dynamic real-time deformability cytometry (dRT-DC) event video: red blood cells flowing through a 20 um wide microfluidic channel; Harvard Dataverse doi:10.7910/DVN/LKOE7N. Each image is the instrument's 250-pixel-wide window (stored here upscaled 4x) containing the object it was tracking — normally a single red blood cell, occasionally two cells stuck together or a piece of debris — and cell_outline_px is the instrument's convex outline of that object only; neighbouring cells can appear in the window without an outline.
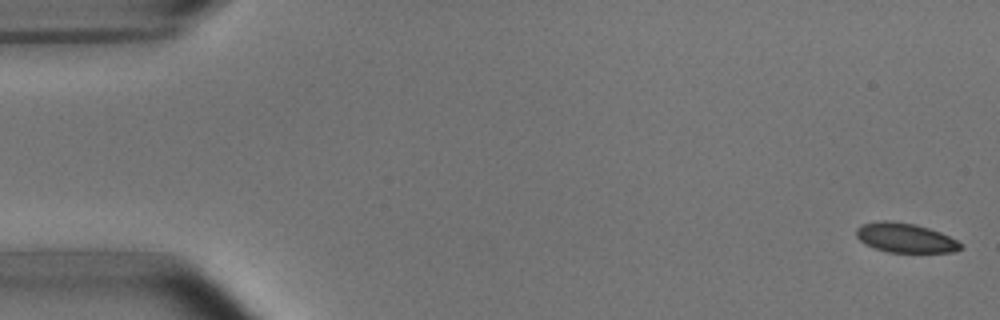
{"species": "common noctule bat (a hibernating species)", "species_latin": "Nyctalus noctula", "temperature_condition": "room temperature", "stored_images_in_passage": 5, "camera_frame_rate_fps": 3000, "um_per_image_px": 0.085, "animal": {"sex": "male", "body_mass_g": 15.6}, "frame": {"image": 1, "passage_image": 1, "time_ms": 0.0, "image_size_px": [1000, 320], "cell_outline_px": [[964, 248], [952, 252], [888, 252], [864, 244], [856, 236], [856, 228], [860, 224], [880, 220], [888, 220], [916, 224], [940, 232], [956, 240]], "centroid_in_image_um": [76.91, 20.2], "position_along_channel_um": 8.1, "area_um2": 17.92}}
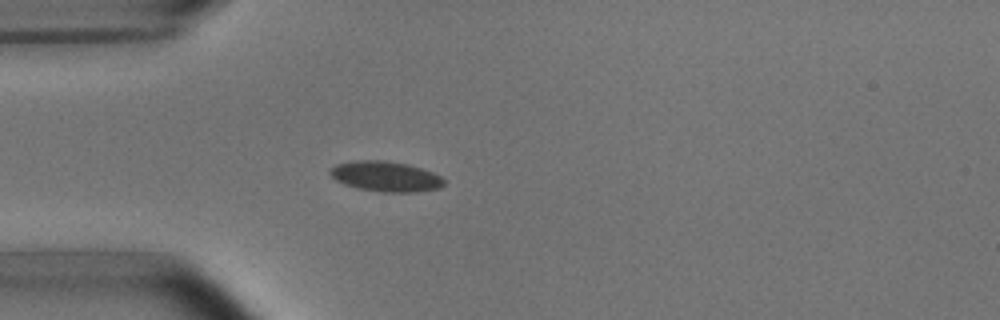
{"frame": {"image": 2, "passage_image": 5, "time_ms": 4.667, "image_size_px": [1000, 320], "cell_outline_px": [[444, 184], [440, 188], [416, 192], [380, 192], [356, 188], [344, 184], [336, 180], [328, 172], [328, 168], [336, 164], [352, 160], [384, 160], [408, 164], [432, 172], [440, 176], [444, 180]], "centroid_in_image_um": [32.74, 14.99], "position_along_channel_um": 52.3, "area_um2": 20.29}}